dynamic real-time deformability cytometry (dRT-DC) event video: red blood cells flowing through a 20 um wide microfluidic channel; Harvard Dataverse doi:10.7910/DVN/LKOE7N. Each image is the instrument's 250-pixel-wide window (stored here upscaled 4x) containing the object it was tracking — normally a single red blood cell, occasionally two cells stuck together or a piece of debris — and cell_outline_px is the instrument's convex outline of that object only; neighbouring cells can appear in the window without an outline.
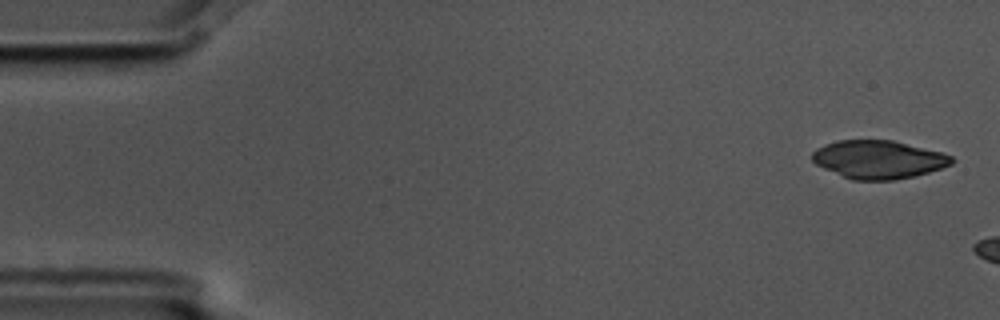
{"species": "common noctule bat (a hibernating species)", "species_latin": "Nyctalus noctula", "temperature_condition": "cold", "stored_images_in_passage": 3, "camera_frame_rate_fps": 3000, "um_per_image_px": 0.085, "animal": {"sex": "male", "body_mass_g": 17.5, "forearm_length_mm": 52.3}, "frame": {"image": 1, "passage_image": 1, "time_ms": 0.0, "image_size_px": [1000, 320], "cell_outline_px": [[956, 160], [952, 164], [928, 172], [912, 176], [892, 180], [852, 180], [824, 168], [816, 164], [812, 160], [812, 152], [816, 148], [824, 144], [836, 140], [892, 140], [940, 152], [952, 156]], "centroid_in_image_um": [74.64, 13.55], "position_along_channel_um": 10.4, "area_um2": 30.87}}